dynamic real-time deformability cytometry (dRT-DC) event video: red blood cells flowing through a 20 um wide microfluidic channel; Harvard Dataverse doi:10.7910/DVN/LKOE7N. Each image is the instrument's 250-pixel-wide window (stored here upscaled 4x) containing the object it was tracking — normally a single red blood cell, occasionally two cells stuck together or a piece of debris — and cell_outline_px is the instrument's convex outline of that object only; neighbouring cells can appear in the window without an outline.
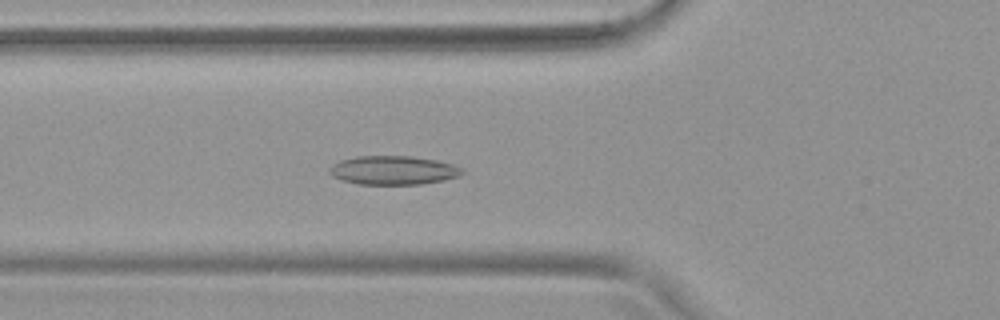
{"species": "common noctule bat (a hibernating species)", "species_latin": "Nyctalus noctula", "temperature_condition": "warm", "stored_images_in_passage": 54, "camera_frame_rate_fps": 3000, "um_per_image_px": 0.085, "animal": {"sex": "female", "body_mass_g": 19.9}, "frame": {"image": 1, "passage_image": 20, "time_ms": 6.333, "image_size_px": [1000, 320], "cell_outline_px": [[464, 172], [460, 176], [444, 180], [420, 184], [356, 184], [340, 180], [332, 176], [328, 172], [328, 168], [332, 164], [340, 160], [356, 156], [412, 156], [436, 160], [452, 164], [464, 168]], "centroid_in_image_um": [33.4, 14.47], "position_along_channel_um": 92.4, "area_um2": 22.54}}
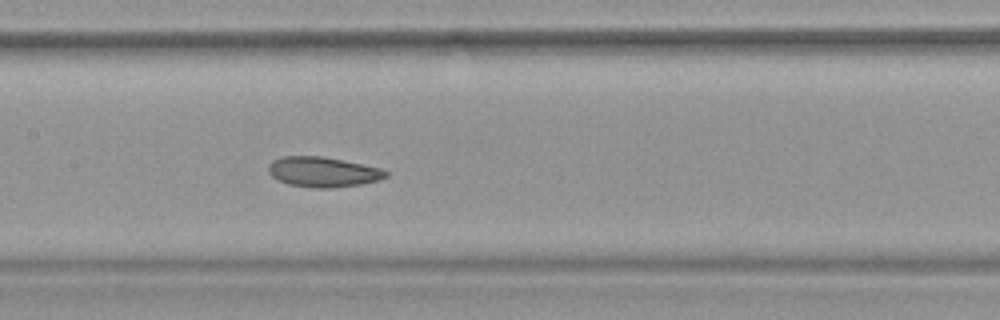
{"frame": {"image": 2, "passage_image": 27, "time_ms": 8.667, "image_size_px": [1000, 320], "cell_outline_px": [[388, 176], [380, 180], [360, 184], [332, 188], [312, 188], [288, 184], [276, 180], [268, 172], [268, 164], [272, 160], [284, 156], [324, 156], [380, 168], [388, 172]], "centroid_in_image_um": [27.42, 14.62], "position_along_channel_um": 180.0, "area_um2": 20.75}}
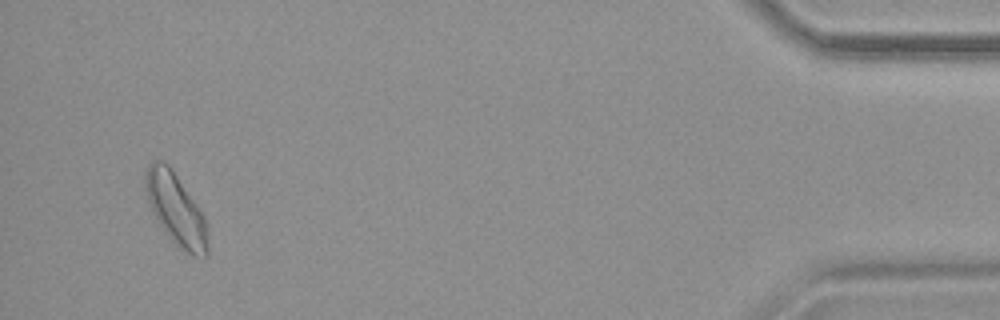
{"frame": {"image": 3, "passage_image": 52, "time_ms": 17.0, "image_size_px": [1000, 320], "cell_outline_px": [[208, 256], [204, 260], [192, 256], [176, 248], [156, 220], [148, 200], [144, 188], [144, 172], [148, 164], [152, 160], [164, 160], [168, 164], [204, 216], [208, 244]], "centroid_in_image_um": [14.93, 17.84], "position_along_channel_um": 420.3, "area_um2": 26.36}, "authors_computed_cell_mechanics": {"area_um2": 22.0218, "velocity_mm_per_s": 3.7404, "shape_relaxation_time_tau1_ms": 11.273, "shape_relaxation_time_tau2_ms": 2.6842, "deformation_change_tau1": 0.1919, "deformation_change_tau2": 0.0769}}